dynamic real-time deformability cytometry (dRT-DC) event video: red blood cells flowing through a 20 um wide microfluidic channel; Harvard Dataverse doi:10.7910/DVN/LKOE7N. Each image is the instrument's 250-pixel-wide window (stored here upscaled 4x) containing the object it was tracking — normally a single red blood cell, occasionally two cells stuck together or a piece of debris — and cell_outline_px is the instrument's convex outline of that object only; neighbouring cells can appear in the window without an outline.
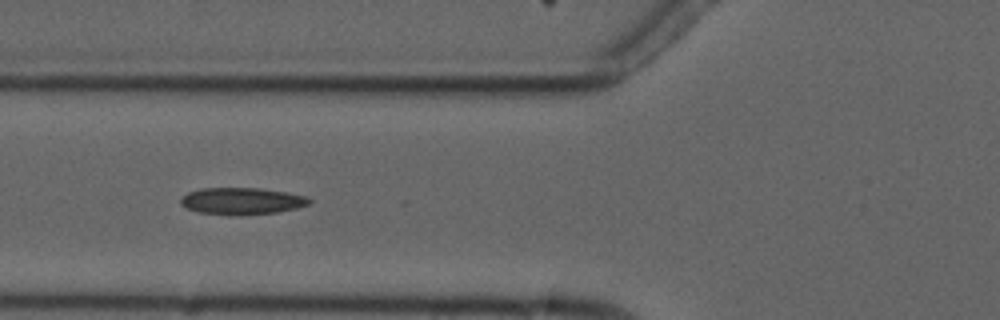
{"species": "common noctule bat (a hibernating species)", "species_latin": "Nyctalus noctula", "temperature_condition": "cold", "stored_images_in_passage": 4, "camera_frame_rate_fps": 3000, "um_per_image_px": 0.085, "animal": {"sex": "male", "forearm_length_mm": 52.5}, "frame": {"image": 1, "passage_image": 2, "time_ms": 1.333, "image_size_px": [1000, 320], "cell_outline_px": [[312, 200], [308, 204], [296, 208], [276, 212], [232, 216], [228, 216], [196, 212], [180, 204], [180, 200], [188, 192], [200, 188], [260, 188], [308, 196]], "centroid_in_image_um": [20.53, 17.09], "position_along_channel_um": 105.3, "area_um2": 20.23}}
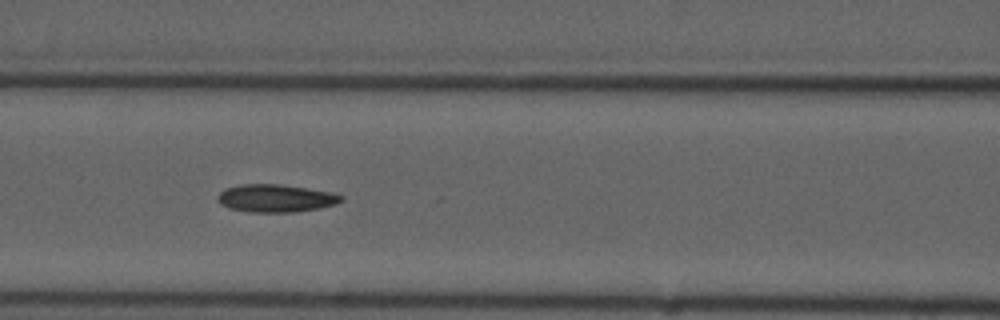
{"frame": {"image": 2, "passage_image": 3, "time_ms": 2.333, "image_size_px": [1000, 320], "cell_outline_px": [[344, 200], [336, 204], [320, 208], [296, 212], [248, 212], [228, 208], [220, 204], [216, 200], [216, 196], [224, 188], [240, 184], [280, 184], [332, 192], [344, 196]], "centroid_in_image_um": [23.41, 16.85], "position_along_channel_um": 143.2, "area_um2": 20.29}}
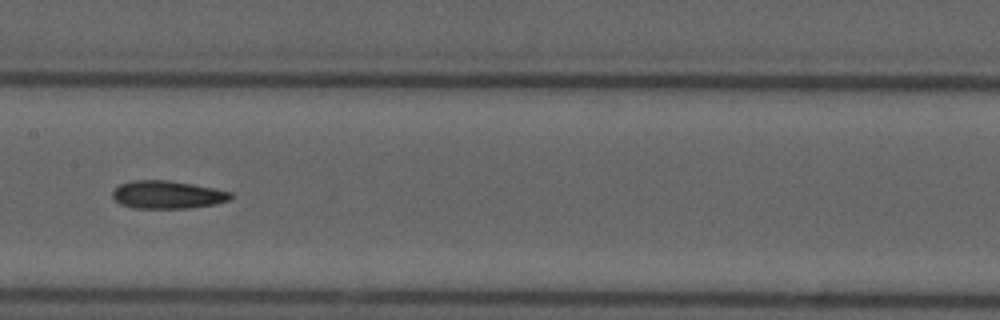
{"frame": {"image": 3, "passage_image": 4, "time_ms": 3.667, "image_size_px": [1000, 320], "cell_outline_px": [[232, 196], [228, 200], [216, 204], [188, 208], [132, 208], [120, 204], [112, 196], [112, 192], [120, 184], [132, 180], [168, 180], [192, 184], [232, 192]], "centroid_in_image_um": [14.21, 16.55], "position_along_channel_um": 193.2, "area_um2": 19.13}}